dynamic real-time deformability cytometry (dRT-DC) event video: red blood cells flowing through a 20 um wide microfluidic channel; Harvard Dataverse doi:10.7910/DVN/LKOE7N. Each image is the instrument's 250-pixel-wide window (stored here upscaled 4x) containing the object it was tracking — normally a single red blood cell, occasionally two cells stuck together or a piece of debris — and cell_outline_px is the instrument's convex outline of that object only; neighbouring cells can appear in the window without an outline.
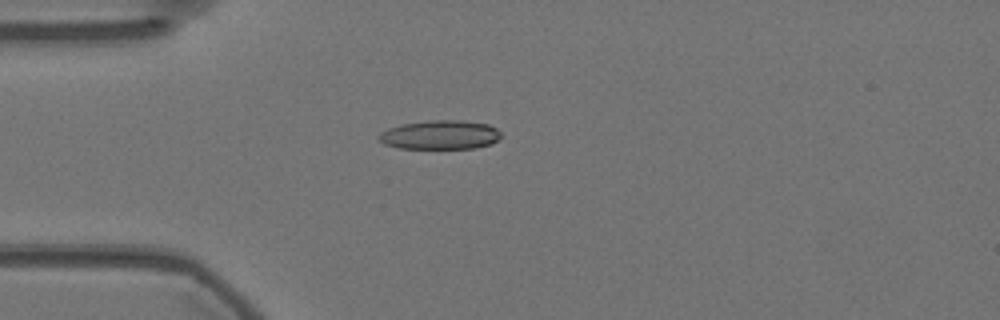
{"species": "Egyptian fruit bat (a non-hibernating species)", "species_latin": "Rousettus aegyptiacus", "temperature_condition": "warm", "stored_images_in_passage": 45, "camera_frame_rate_fps": 3000, "um_per_image_px": 0.085, "animal": {"sex": "female"}, "frame": {"image": 1, "passage_image": 3, "time_ms": 0.667, "image_size_px": [1000, 320], "cell_outline_px": [[500, 136], [492, 144], [472, 148], [400, 148], [384, 144], [376, 136], [380, 132], [388, 128], [404, 124], [428, 120], [460, 120], [488, 124], [496, 128], [500, 132]], "centroid_in_image_um": [37.39, 11.46], "position_along_channel_um": 47.6, "area_um2": 20.58}}
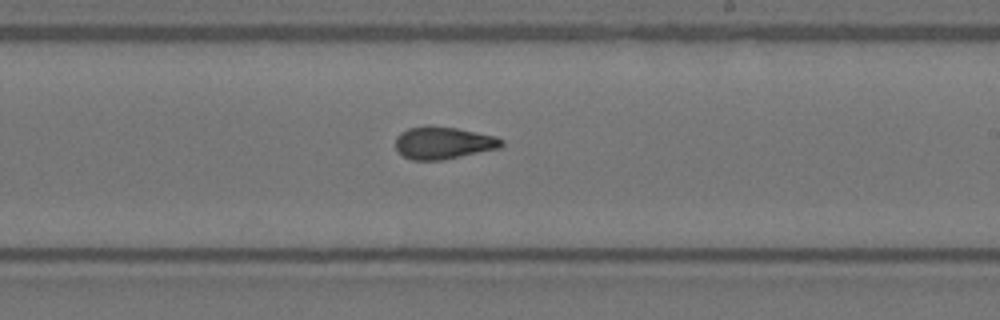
{"frame": {"image": 2, "passage_image": 21, "time_ms": 6.667, "image_size_px": [1000, 320], "cell_outline_px": [[504, 144], [500, 148], [440, 160], [412, 160], [396, 152], [396, 136], [400, 132], [408, 128], [428, 124], [456, 128], [496, 136], [504, 140]], "centroid_in_image_um": [37.65, 12.12], "position_along_channel_um": 251.3, "area_um2": 20.17}}
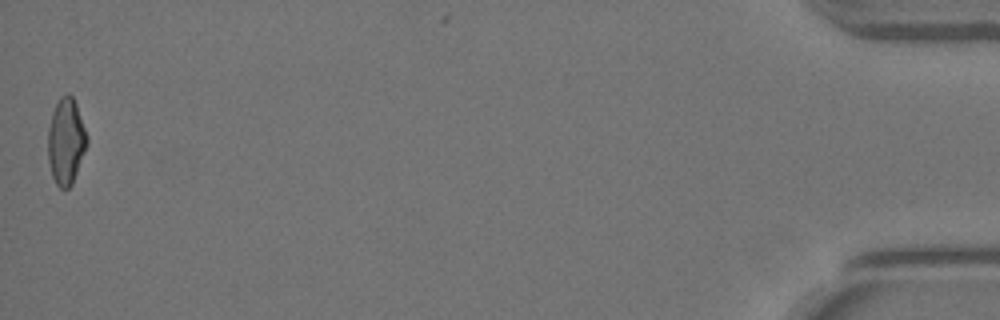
{"frame": {"image": 3, "passage_image": 44, "time_ms": 14.333, "image_size_px": [1000, 320], "cell_outline_px": [[88, 144], [72, 184], [68, 188], [60, 188], [56, 184], [52, 176], [48, 160], [48, 128], [52, 112], [60, 96], [68, 92], [72, 96], [76, 104], [88, 136]], "centroid_in_image_um": [5.61, 12.0], "position_along_channel_um": 429.6, "area_um2": 19.71}, "authors_computed_cell_mechanics": {"area_um2": 19.941, "velocity_mm_per_s": 3.5977, "shape_relaxation_time_tau1_ms": null, "shape_relaxation_time_tau2_ms": 2.2342, "deformation_change_tau1": null, "deformation_change_tau2": 0.0875}}